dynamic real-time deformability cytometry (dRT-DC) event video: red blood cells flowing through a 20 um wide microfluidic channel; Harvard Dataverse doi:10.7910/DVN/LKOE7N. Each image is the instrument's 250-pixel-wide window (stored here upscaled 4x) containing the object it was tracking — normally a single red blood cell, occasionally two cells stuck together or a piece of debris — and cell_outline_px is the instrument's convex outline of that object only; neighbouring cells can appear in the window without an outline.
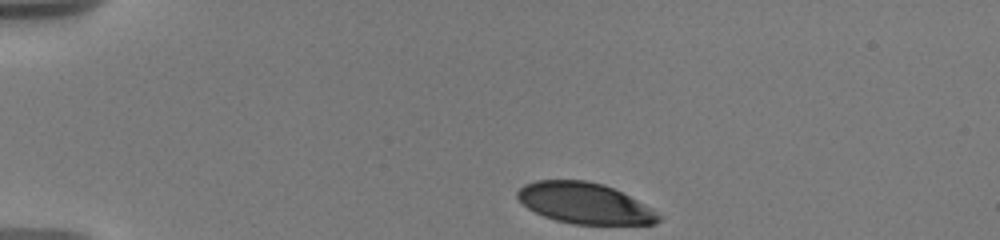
{"species": "human", "species_latin": "Homo sapiens", "temperature_condition": "warm", "stored_images_in_passage": 29, "camera_frame_rate_fps": 3000, "um_per_image_px": 0.085, "donor": {"sex": "male"}, "frame": {"image": 1, "passage_image": 1, "time_ms": 0.0, "image_size_px": [1000, 240], "cell_outline_px": [[660, 220], [656, 224], [572, 224], [556, 220], [544, 216], [528, 208], [516, 196], [516, 192], [524, 184], [536, 180], [584, 180], [604, 184], [652, 208], [660, 216]], "centroid_in_image_um": [49.68, 17.27], "position_along_channel_um": 35.3, "area_um2": 33.35}}
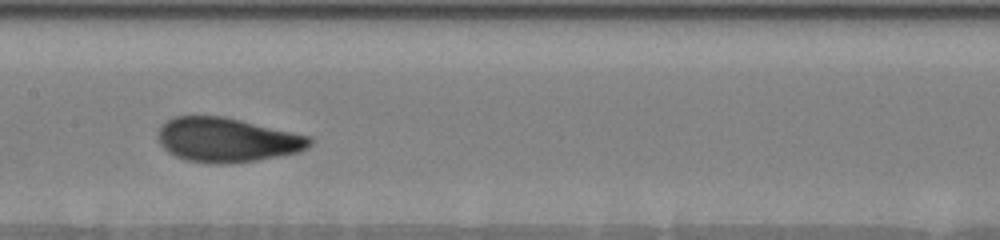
{"frame": {"image": 2, "passage_image": 14, "time_ms": 6.0, "image_size_px": [1000, 240], "cell_outline_px": [[312, 144], [308, 148], [300, 152], [256, 160], [224, 164], [216, 164], [188, 160], [176, 156], [168, 152], [160, 144], [160, 128], [172, 116], [220, 116], [240, 120], [312, 136]], "centroid_in_image_um": [19.34, 11.89], "position_along_channel_um": 188.1, "area_um2": 38.9}}
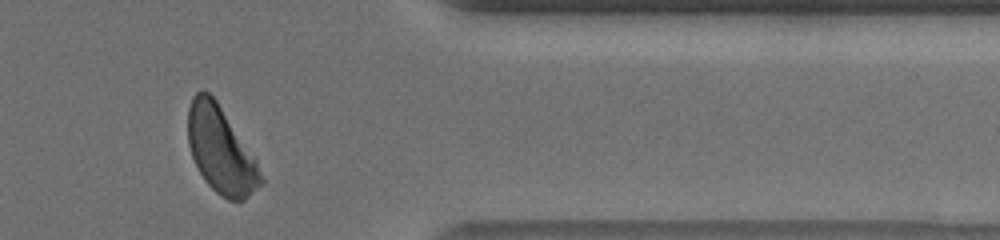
{"frame": {"image": 3, "passage_image": 27, "time_ms": 12.0, "image_size_px": [1000, 240], "cell_outline_px": [[264, 184], [244, 200], [228, 200], [220, 196], [204, 180], [192, 156], [188, 144], [188, 108], [192, 96], [196, 92], [208, 92], [216, 100], [256, 160], [264, 176]], "centroid_in_image_um": [18.78, 12.8], "position_along_channel_um": 392.6, "area_um2": 36.47}, "authors_computed_cell_mechanics": {"area_um2": 38.148, "velocity_mm_per_s": 3.6022, "shape_relaxation_time_tau1_ms": 2.8321, "shape_relaxation_time_tau2_ms": null, "deformation_change_tau1": 0.1391, "deformation_change_tau2": null}}